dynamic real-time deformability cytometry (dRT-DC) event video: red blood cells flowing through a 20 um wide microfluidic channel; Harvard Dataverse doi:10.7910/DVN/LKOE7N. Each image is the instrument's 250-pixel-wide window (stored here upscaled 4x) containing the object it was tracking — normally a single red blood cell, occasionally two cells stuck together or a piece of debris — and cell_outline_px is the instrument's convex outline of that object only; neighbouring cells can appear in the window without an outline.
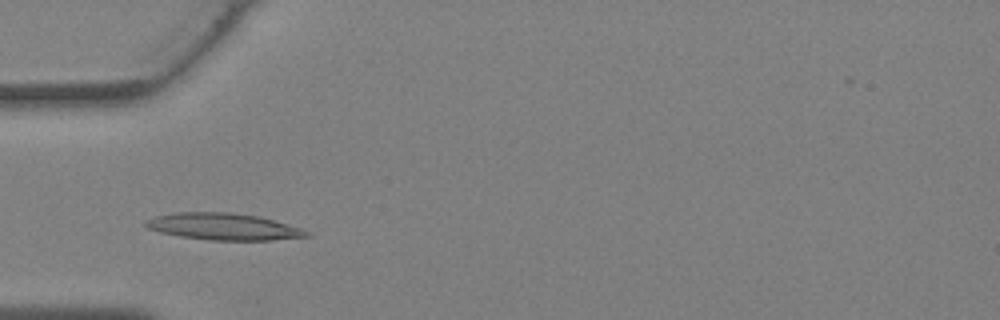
{"species": "Egyptian fruit bat (a non-hibernating species)", "species_latin": "Rousettus aegyptiacus", "temperature_condition": "warm", "stored_images_in_passage": 30, "camera_frame_rate_fps": 3000, "um_per_image_px": 0.085, "animal": {"sex": "female"}, "frame": {"image": 1, "passage_image": 8, "time_ms": 2.333, "image_size_px": [1000, 320], "cell_outline_px": [[312, 236], [268, 240], [212, 240], [180, 236], [160, 232], [148, 228], [144, 224], [148, 220], [156, 216], [176, 212], [232, 212], [256, 216], [272, 220], [300, 228], [308, 232]], "centroid_in_image_um": [18.98, 19.26], "position_along_channel_um": 66.0, "area_um2": 24.68}}
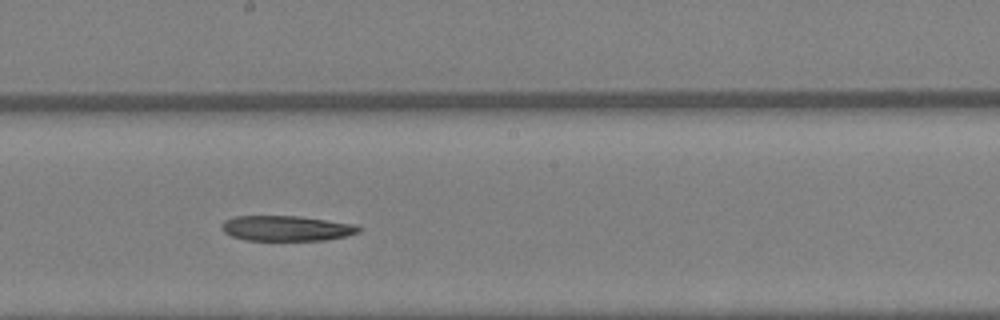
{"frame": {"image": 2, "passage_image": 17, "time_ms": 5.333, "image_size_px": [1000, 320], "cell_outline_px": [[364, 228], [360, 232], [344, 236], [324, 240], [244, 240], [232, 236], [224, 232], [220, 228], [224, 220], [236, 216], [300, 216], [356, 224]], "centroid_in_image_um": [24.36, 19.4], "position_along_channel_um": 223.8, "area_um2": 20.29}}
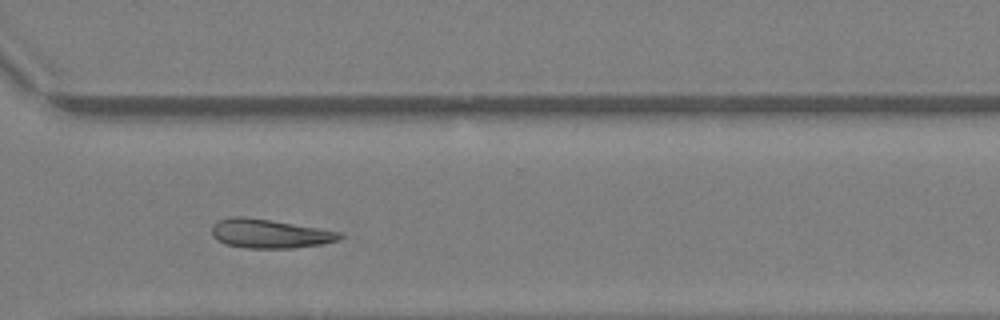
{"frame": {"image": 3, "passage_image": 24, "time_ms": 7.667, "image_size_px": [1000, 320], "cell_outline_px": [[344, 236], [340, 240], [320, 244], [292, 248], [248, 248], [224, 244], [216, 240], [212, 236], [212, 224], [216, 220], [232, 216], [244, 216], [272, 220], [340, 232]], "centroid_in_image_um": [22.86, 19.85], "position_along_channel_um": 347.7, "area_um2": 21.73}}